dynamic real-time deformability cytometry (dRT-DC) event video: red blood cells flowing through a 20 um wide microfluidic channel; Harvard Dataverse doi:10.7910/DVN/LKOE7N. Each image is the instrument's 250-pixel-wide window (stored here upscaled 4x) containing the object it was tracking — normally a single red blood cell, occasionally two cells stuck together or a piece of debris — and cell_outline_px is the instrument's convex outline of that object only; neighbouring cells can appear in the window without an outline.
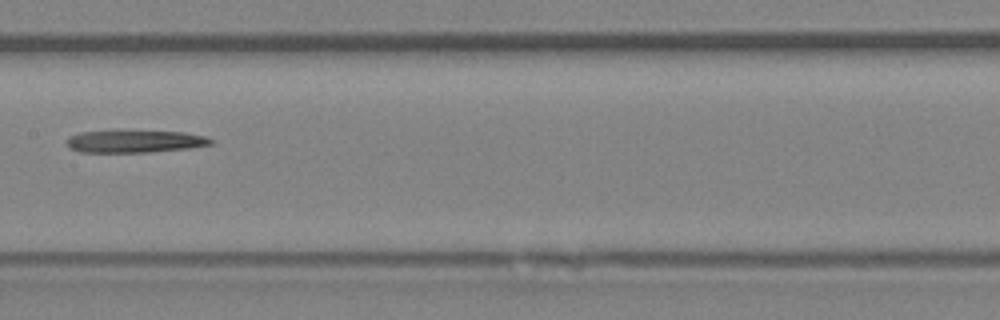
{"species": "Egyptian fruit bat (a non-hibernating species)", "species_latin": "Rousettus aegyptiacus", "temperature_condition": "room temperature", "stored_images_in_passage": 8, "camera_frame_rate_fps": 3000, "um_per_image_px": 0.085, "animal": {"sex": "female"}, "frame": {"image": 1, "passage_image": 7, "time_ms": 7.667, "image_size_px": [1000, 320], "cell_outline_px": [[216, 140], [212, 144], [192, 148], [148, 152], [80, 152], [68, 148], [68, 136], [80, 132], [184, 132], [204, 136]], "centroid_in_image_um": [11.5, 12.04], "position_along_channel_um": 195.9, "area_um2": 18.44}}